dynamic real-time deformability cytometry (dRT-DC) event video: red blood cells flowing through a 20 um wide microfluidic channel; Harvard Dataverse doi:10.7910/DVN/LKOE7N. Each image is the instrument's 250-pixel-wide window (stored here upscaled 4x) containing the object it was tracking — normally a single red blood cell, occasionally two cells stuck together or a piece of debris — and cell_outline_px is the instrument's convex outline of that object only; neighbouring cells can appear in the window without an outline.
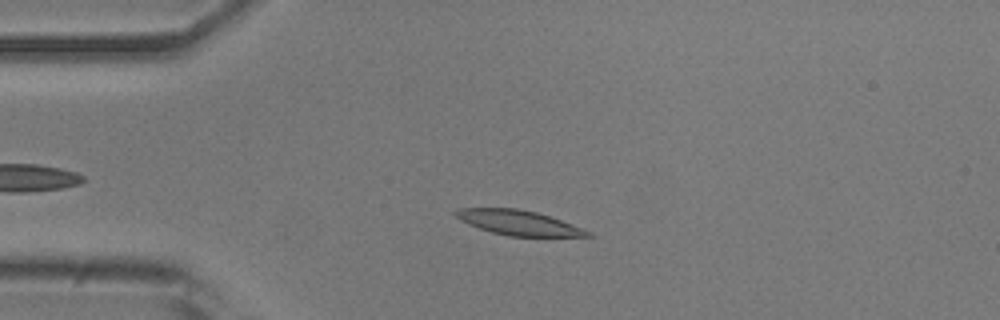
{"species": "common noctule bat (a hibernating species)", "species_latin": "Nyctalus noctula", "temperature_condition": "room temperature", "stored_images_in_passage": 48, "camera_frame_rate_fps": 3000, "um_per_image_px": 0.085, "animal": {"sex": "male", "body_mass_g": 20.5, "forearm_length_mm": 52.5}, "frame": {"image": 1, "passage_image": 8, "time_ms": 2.333, "image_size_px": [1000, 320], "cell_outline_px": [[596, 236], [508, 236], [492, 232], [468, 224], [460, 220], [452, 212], [460, 208], [516, 208], [536, 212], [584, 228], [592, 232]], "centroid_in_image_um": [44.08, 18.93], "position_along_channel_um": 40.9, "area_um2": 18.96}}
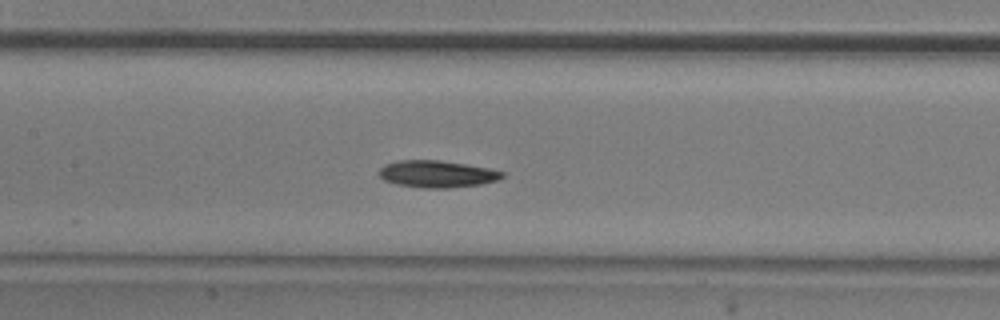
{"frame": {"image": 2, "passage_image": 20, "time_ms": 6.333, "image_size_px": [1000, 320], "cell_outline_px": [[504, 176], [500, 180], [480, 184], [448, 188], [424, 188], [396, 184], [384, 180], [380, 176], [380, 168], [384, 164], [396, 160], [440, 160], [488, 168], [504, 172]], "centroid_in_image_um": [37.14, 14.79], "position_along_channel_um": 170.3, "area_um2": 19.36}}
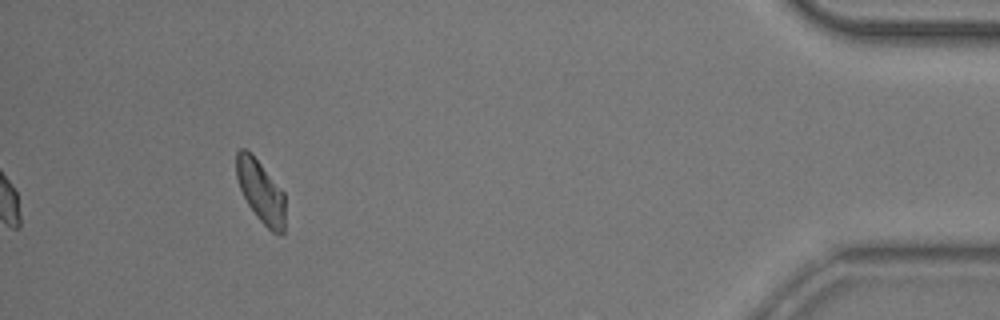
{"frame": {"image": 3, "passage_image": 44, "time_ms": 14.333, "image_size_px": [1000, 320], "cell_outline_px": [[284, 232], [280, 236], [272, 232], [256, 216], [248, 204], [240, 188], [236, 176], [236, 152], [240, 148], [244, 148], [252, 152], [284, 192]], "centroid_in_image_um": [22.16, 16.24], "position_along_channel_um": 413.0, "area_um2": 17.86}, "authors_computed_cell_mechanics": {"area_um2": 18.9006, "velocity_mm_per_s": 3.8341, "shape_relaxation_time_tau1_ms": 4.5981, "shape_relaxation_time_tau2_ms": null, "deformation_change_tau1": 0.1224, "deformation_change_tau2": null}}